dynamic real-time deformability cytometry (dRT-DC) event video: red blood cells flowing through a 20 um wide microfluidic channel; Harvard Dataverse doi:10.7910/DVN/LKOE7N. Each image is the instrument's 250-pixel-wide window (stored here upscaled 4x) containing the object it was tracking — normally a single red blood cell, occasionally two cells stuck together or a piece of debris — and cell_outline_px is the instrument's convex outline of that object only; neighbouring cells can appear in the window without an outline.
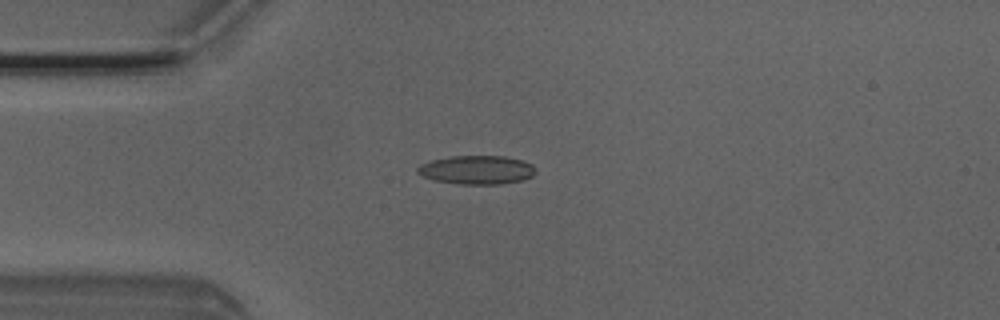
{"species": "Egyptian fruit bat (a non-hibernating species)", "species_latin": "Rousettus aegyptiacus", "temperature_condition": "room temperature", "stored_images_in_passage": 4, "camera_frame_rate_fps": 3000, "um_per_image_px": 0.085, "animal": {"sex": "male"}, "frame": {"image": 1, "passage_image": 4, "time_ms": 1.0, "image_size_px": [1000, 320], "cell_outline_px": [[536, 172], [532, 176], [520, 180], [500, 184], [460, 184], [432, 180], [416, 172], [416, 168], [420, 164], [432, 160], [452, 156], [504, 156], [520, 160], [532, 164], [536, 168]], "centroid_in_image_um": [40.51, 14.44], "position_along_channel_um": 44.5, "area_um2": 19.71}}